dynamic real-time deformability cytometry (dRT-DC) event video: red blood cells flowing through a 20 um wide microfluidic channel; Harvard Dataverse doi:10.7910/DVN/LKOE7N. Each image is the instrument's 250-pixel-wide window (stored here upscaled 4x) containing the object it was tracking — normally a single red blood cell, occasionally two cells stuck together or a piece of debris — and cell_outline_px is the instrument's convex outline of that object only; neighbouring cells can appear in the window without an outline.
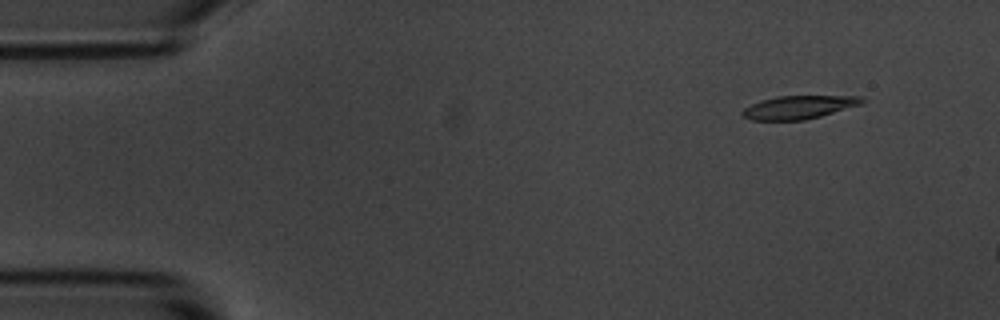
{"species": "common noctule bat (a hibernating species)", "species_latin": "Nyctalus noctula", "temperature_condition": "room temperature", "stored_images_in_passage": 5, "camera_frame_rate_fps": 3000, "um_per_image_px": 0.085, "animal": {"sex": "male", "body_mass_g": 20.1, "forearm_length_mm": 53.5}, "frame": {"image": 1, "passage_image": 1, "time_ms": 0.0, "image_size_px": [1000, 320], "cell_outline_px": [[868, 100], [860, 104], [820, 116], [804, 120], [752, 120], [744, 116], [740, 112], [744, 108], [760, 100], [776, 96], [860, 96]], "centroid_in_image_um": [67.88, 9.11], "position_along_channel_um": 17.1, "area_um2": 16.07}}